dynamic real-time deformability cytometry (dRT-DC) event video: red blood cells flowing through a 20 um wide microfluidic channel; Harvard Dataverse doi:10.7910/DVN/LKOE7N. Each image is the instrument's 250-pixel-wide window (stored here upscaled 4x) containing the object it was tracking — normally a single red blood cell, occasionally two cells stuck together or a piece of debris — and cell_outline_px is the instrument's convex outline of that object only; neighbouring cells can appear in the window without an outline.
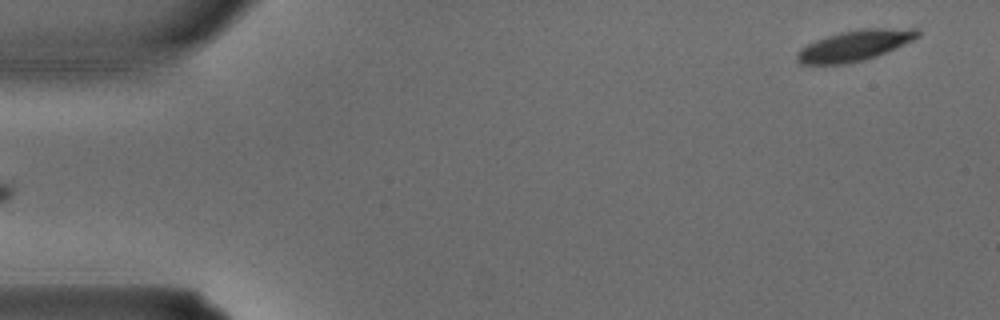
{"species": "common noctule bat (a hibernating species)", "species_latin": "Nyctalus noctula", "temperature_condition": "warm", "stored_images_in_passage": 2, "camera_frame_rate_fps": 3000, "um_per_image_px": 0.085, "animal": {"sex": "male", "body_mass_g": 15.6}, "frame": {"image": 1, "passage_image": 2, "time_ms": 0.333, "image_size_px": [1000, 320], "cell_outline_px": [[920, 36], [896, 48], [876, 56], [864, 60], [844, 64], [800, 64], [796, 60], [796, 56], [800, 48], [816, 40], [840, 32], [868, 28], [916, 28], [920, 32]], "centroid_in_image_um": [72.66, 3.87], "position_along_channel_um": 12.3, "area_um2": 21.44}}